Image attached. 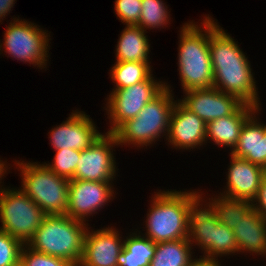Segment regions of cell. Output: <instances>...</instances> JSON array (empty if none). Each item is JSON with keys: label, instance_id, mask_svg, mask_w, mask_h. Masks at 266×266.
<instances>
[{"label": "cell", "instance_id": "obj_1", "mask_svg": "<svg viewBox=\"0 0 266 266\" xmlns=\"http://www.w3.org/2000/svg\"><path fill=\"white\" fill-rule=\"evenodd\" d=\"M226 30L209 16V50L214 74L213 88L237 96L242 102L261 108L250 62Z\"/></svg>", "mask_w": 266, "mask_h": 266}, {"label": "cell", "instance_id": "obj_2", "mask_svg": "<svg viewBox=\"0 0 266 266\" xmlns=\"http://www.w3.org/2000/svg\"><path fill=\"white\" fill-rule=\"evenodd\" d=\"M198 191L160 189L154 192L145 219L144 236L153 243L188 238L189 214L192 206L203 195L201 190Z\"/></svg>", "mask_w": 266, "mask_h": 266}, {"label": "cell", "instance_id": "obj_3", "mask_svg": "<svg viewBox=\"0 0 266 266\" xmlns=\"http://www.w3.org/2000/svg\"><path fill=\"white\" fill-rule=\"evenodd\" d=\"M199 24L189 21L180 29L178 71L183 92L213 88L214 74L209 50V14ZM202 27V28H201Z\"/></svg>", "mask_w": 266, "mask_h": 266}, {"label": "cell", "instance_id": "obj_4", "mask_svg": "<svg viewBox=\"0 0 266 266\" xmlns=\"http://www.w3.org/2000/svg\"><path fill=\"white\" fill-rule=\"evenodd\" d=\"M89 223L66 214L46 215L27 245L41 253L60 257L78 266Z\"/></svg>", "mask_w": 266, "mask_h": 266}, {"label": "cell", "instance_id": "obj_5", "mask_svg": "<svg viewBox=\"0 0 266 266\" xmlns=\"http://www.w3.org/2000/svg\"><path fill=\"white\" fill-rule=\"evenodd\" d=\"M172 91L171 86L165 83V89L147 103L138 116L126 120L113 132L119 146L147 148L159 141L161 136L167 138L170 117L176 102Z\"/></svg>", "mask_w": 266, "mask_h": 266}, {"label": "cell", "instance_id": "obj_6", "mask_svg": "<svg viewBox=\"0 0 266 266\" xmlns=\"http://www.w3.org/2000/svg\"><path fill=\"white\" fill-rule=\"evenodd\" d=\"M20 171L21 189L46 215L67 214L69 180L38 162L14 161Z\"/></svg>", "mask_w": 266, "mask_h": 266}, {"label": "cell", "instance_id": "obj_7", "mask_svg": "<svg viewBox=\"0 0 266 266\" xmlns=\"http://www.w3.org/2000/svg\"><path fill=\"white\" fill-rule=\"evenodd\" d=\"M202 198L192 206L189 214L188 238L191 245L204 252L200 256L204 259L218 260V257L238 254L233 230L219 223L215 211Z\"/></svg>", "mask_w": 266, "mask_h": 266}, {"label": "cell", "instance_id": "obj_8", "mask_svg": "<svg viewBox=\"0 0 266 266\" xmlns=\"http://www.w3.org/2000/svg\"><path fill=\"white\" fill-rule=\"evenodd\" d=\"M12 20L6 27L3 36L4 42L0 43V51L5 50L4 52L8 54L7 57L10 56L23 63L27 62L41 70L47 68L48 57L50 56L48 55L50 50L49 37H51L48 30L42 29L31 21L25 19L22 21L19 16L18 18L13 16Z\"/></svg>", "mask_w": 266, "mask_h": 266}, {"label": "cell", "instance_id": "obj_9", "mask_svg": "<svg viewBox=\"0 0 266 266\" xmlns=\"http://www.w3.org/2000/svg\"><path fill=\"white\" fill-rule=\"evenodd\" d=\"M19 188L8 187L0 191V230L27 244L46 214Z\"/></svg>", "mask_w": 266, "mask_h": 266}, {"label": "cell", "instance_id": "obj_10", "mask_svg": "<svg viewBox=\"0 0 266 266\" xmlns=\"http://www.w3.org/2000/svg\"><path fill=\"white\" fill-rule=\"evenodd\" d=\"M153 75L135 85L112 89L109 96L107 95L104 110L111 125L107 133H113L126 120L138 116L142 108L165 89L166 82L156 80Z\"/></svg>", "mask_w": 266, "mask_h": 266}, {"label": "cell", "instance_id": "obj_11", "mask_svg": "<svg viewBox=\"0 0 266 266\" xmlns=\"http://www.w3.org/2000/svg\"><path fill=\"white\" fill-rule=\"evenodd\" d=\"M118 146L113 133H102L88 148L81 151L73 180L112 182L117 175L113 147ZM112 150V151H111Z\"/></svg>", "mask_w": 266, "mask_h": 266}, {"label": "cell", "instance_id": "obj_12", "mask_svg": "<svg viewBox=\"0 0 266 266\" xmlns=\"http://www.w3.org/2000/svg\"><path fill=\"white\" fill-rule=\"evenodd\" d=\"M112 183L69 180V206L66 215L86 223L89 216L100 211L108 205V201L115 198L114 183L113 185Z\"/></svg>", "mask_w": 266, "mask_h": 266}, {"label": "cell", "instance_id": "obj_13", "mask_svg": "<svg viewBox=\"0 0 266 266\" xmlns=\"http://www.w3.org/2000/svg\"><path fill=\"white\" fill-rule=\"evenodd\" d=\"M66 121L52 128L49 133L54 150L75 149L82 151L90 147L102 134L84 111L72 110Z\"/></svg>", "mask_w": 266, "mask_h": 266}, {"label": "cell", "instance_id": "obj_14", "mask_svg": "<svg viewBox=\"0 0 266 266\" xmlns=\"http://www.w3.org/2000/svg\"><path fill=\"white\" fill-rule=\"evenodd\" d=\"M179 101L194 112L206 124L210 121L232 115L244 102L237 96L216 88L191 89L184 92Z\"/></svg>", "mask_w": 266, "mask_h": 266}, {"label": "cell", "instance_id": "obj_15", "mask_svg": "<svg viewBox=\"0 0 266 266\" xmlns=\"http://www.w3.org/2000/svg\"><path fill=\"white\" fill-rule=\"evenodd\" d=\"M89 229L90 227L87 228L82 258L78 266H117L125 238H122L114 226L101 227L96 231Z\"/></svg>", "mask_w": 266, "mask_h": 266}, {"label": "cell", "instance_id": "obj_16", "mask_svg": "<svg viewBox=\"0 0 266 266\" xmlns=\"http://www.w3.org/2000/svg\"><path fill=\"white\" fill-rule=\"evenodd\" d=\"M166 140L174 149L193 150L206 145V123L176 100Z\"/></svg>", "mask_w": 266, "mask_h": 266}, {"label": "cell", "instance_id": "obj_17", "mask_svg": "<svg viewBox=\"0 0 266 266\" xmlns=\"http://www.w3.org/2000/svg\"><path fill=\"white\" fill-rule=\"evenodd\" d=\"M229 156L231 161L226 174L227 184L224 187L226 189L220 194L253 202L258 195L260 183L266 175V170L232 154Z\"/></svg>", "mask_w": 266, "mask_h": 266}, {"label": "cell", "instance_id": "obj_18", "mask_svg": "<svg viewBox=\"0 0 266 266\" xmlns=\"http://www.w3.org/2000/svg\"><path fill=\"white\" fill-rule=\"evenodd\" d=\"M258 112L261 110L255 111L245 121L237 146L230 154L257 164L266 170V124L258 120Z\"/></svg>", "mask_w": 266, "mask_h": 266}, {"label": "cell", "instance_id": "obj_19", "mask_svg": "<svg viewBox=\"0 0 266 266\" xmlns=\"http://www.w3.org/2000/svg\"><path fill=\"white\" fill-rule=\"evenodd\" d=\"M259 108L243 103L232 115L218 118L206 124V144L212 140L215 144L231 151L237 146L241 129L245 121Z\"/></svg>", "mask_w": 266, "mask_h": 266}, {"label": "cell", "instance_id": "obj_20", "mask_svg": "<svg viewBox=\"0 0 266 266\" xmlns=\"http://www.w3.org/2000/svg\"><path fill=\"white\" fill-rule=\"evenodd\" d=\"M238 254L266 257V220L252 207L233 229Z\"/></svg>", "mask_w": 266, "mask_h": 266}, {"label": "cell", "instance_id": "obj_21", "mask_svg": "<svg viewBox=\"0 0 266 266\" xmlns=\"http://www.w3.org/2000/svg\"><path fill=\"white\" fill-rule=\"evenodd\" d=\"M146 33L137 25H126L115 46L116 61L149 62L150 40Z\"/></svg>", "mask_w": 266, "mask_h": 266}, {"label": "cell", "instance_id": "obj_22", "mask_svg": "<svg viewBox=\"0 0 266 266\" xmlns=\"http://www.w3.org/2000/svg\"><path fill=\"white\" fill-rule=\"evenodd\" d=\"M140 232H130L131 234L125 237L124 247L117 259V266H149L155 255L156 243Z\"/></svg>", "mask_w": 266, "mask_h": 266}, {"label": "cell", "instance_id": "obj_23", "mask_svg": "<svg viewBox=\"0 0 266 266\" xmlns=\"http://www.w3.org/2000/svg\"><path fill=\"white\" fill-rule=\"evenodd\" d=\"M193 248L189 238L156 243L149 266H191L195 260Z\"/></svg>", "mask_w": 266, "mask_h": 266}, {"label": "cell", "instance_id": "obj_24", "mask_svg": "<svg viewBox=\"0 0 266 266\" xmlns=\"http://www.w3.org/2000/svg\"><path fill=\"white\" fill-rule=\"evenodd\" d=\"M210 198L207 203L215 211L218 221L229 229H234L242 217L253 207V202L247 199L233 198L218 194Z\"/></svg>", "mask_w": 266, "mask_h": 266}, {"label": "cell", "instance_id": "obj_25", "mask_svg": "<svg viewBox=\"0 0 266 266\" xmlns=\"http://www.w3.org/2000/svg\"><path fill=\"white\" fill-rule=\"evenodd\" d=\"M150 62H119L111 67V80L115 84L113 89H123L145 81L153 72Z\"/></svg>", "mask_w": 266, "mask_h": 266}, {"label": "cell", "instance_id": "obj_26", "mask_svg": "<svg viewBox=\"0 0 266 266\" xmlns=\"http://www.w3.org/2000/svg\"><path fill=\"white\" fill-rule=\"evenodd\" d=\"M168 11V7L163 0H142V9L137 26L146 32L147 29H163L167 27L166 25L171 24L170 11Z\"/></svg>", "mask_w": 266, "mask_h": 266}, {"label": "cell", "instance_id": "obj_27", "mask_svg": "<svg viewBox=\"0 0 266 266\" xmlns=\"http://www.w3.org/2000/svg\"><path fill=\"white\" fill-rule=\"evenodd\" d=\"M55 152L56 154L53 162L51 164L45 162L44 165L58 176L68 180L73 179L78 161L81 157V151L75 149H61Z\"/></svg>", "mask_w": 266, "mask_h": 266}, {"label": "cell", "instance_id": "obj_28", "mask_svg": "<svg viewBox=\"0 0 266 266\" xmlns=\"http://www.w3.org/2000/svg\"><path fill=\"white\" fill-rule=\"evenodd\" d=\"M20 259L25 266H74L66 259L38 252L27 244L22 246Z\"/></svg>", "mask_w": 266, "mask_h": 266}, {"label": "cell", "instance_id": "obj_29", "mask_svg": "<svg viewBox=\"0 0 266 266\" xmlns=\"http://www.w3.org/2000/svg\"><path fill=\"white\" fill-rule=\"evenodd\" d=\"M23 245L19 239L0 230V266H12L20 260Z\"/></svg>", "mask_w": 266, "mask_h": 266}, {"label": "cell", "instance_id": "obj_30", "mask_svg": "<svg viewBox=\"0 0 266 266\" xmlns=\"http://www.w3.org/2000/svg\"><path fill=\"white\" fill-rule=\"evenodd\" d=\"M141 9L142 0H115L116 17L126 25H138Z\"/></svg>", "mask_w": 266, "mask_h": 266}, {"label": "cell", "instance_id": "obj_31", "mask_svg": "<svg viewBox=\"0 0 266 266\" xmlns=\"http://www.w3.org/2000/svg\"><path fill=\"white\" fill-rule=\"evenodd\" d=\"M253 207L266 220V175L261 180L258 195L253 201Z\"/></svg>", "mask_w": 266, "mask_h": 266}, {"label": "cell", "instance_id": "obj_32", "mask_svg": "<svg viewBox=\"0 0 266 266\" xmlns=\"http://www.w3.org/2000/svg\"><path fill=\"white\" fill-rule=\"evenodd\" d=\"M16 0H0V22L10 14L11 8L15 5ZM9 13V14H8Z\"/></svg>", "mask_w": 266, "mask_h": 266}, {"label": "cell", "instance_id": "obj_33", "mask_svg": "<svg viewBox=\"0 0 266 266\" xmlns=\"http://www.w3.org/2000/svg\"><path fill=\"white\" fill-rule=\"evenodd\" d=\"M220 260H215V259H204L199 257L196 258L193 261V264L191 266H222Z\"/></svg>", "mask_w": 266, "mask_h": 266}, {"label": "cell", "instance_id": "obj_34", "mask_svg": "<svg viewBox=\"0 0 266 266\" xmlns=\"http://www.w3.org/2000/svg\"><path fill=\"white\" fill-rule=\"evenodd\" d=\"M6 162H7L6 160L5 161L0 160V191L6 188L3 185H1V183H2V179L6 177L5 176V174H7L6 172L8 171V169H10V167H8L10 165H8Z\"/></svg>", "mask_w": 266, "mask_h": 266}, {"label": "cell", "instance_id": "obj_35", "mask_svg": "<svg viewBox=\"0 0 266 266\" xmlns=\"http://www.w3.org/2000/svg\"><path fill=\"white\" fill-rule=\"evenodd\" d=\"M12 266H25V265H24V263L20 259L15 264H13Z\"/></svg>", "mask_w": 266, "mask_h": 266}]
</instances>
